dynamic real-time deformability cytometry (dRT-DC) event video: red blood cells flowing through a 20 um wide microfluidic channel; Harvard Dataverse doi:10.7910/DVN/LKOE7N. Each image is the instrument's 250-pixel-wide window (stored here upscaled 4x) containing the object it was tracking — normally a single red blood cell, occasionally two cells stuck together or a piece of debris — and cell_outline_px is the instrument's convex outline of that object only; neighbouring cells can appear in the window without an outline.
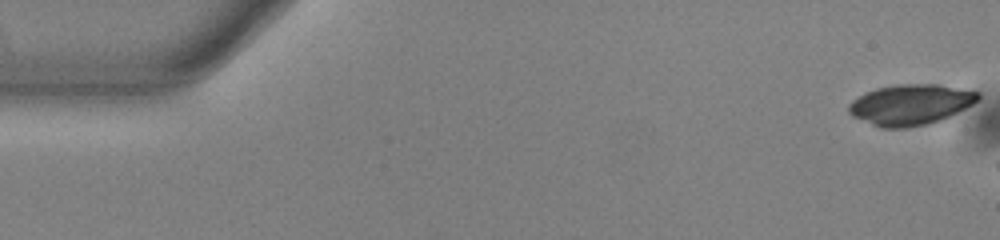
{"species": "common noctule bat (a hibernating species)", "species_latin": "Nyctalus noctula", "temperature_condition": "warm", "stored_images_in_passage": 6, "camera_frame_rate_fps": 3000, "um_per_image_px": 0.085, "animal": {"sex": "male", "body_mass_g": 13.0, "forearm_length_mm": 53.1}, "frame": {"image": 1, "passage_image": 1, "time_ms": 0.0, "image_size_px": [1000, 240], "cell_outline_px": [[980, 96], [972, 104], [940, 120], [908, 128], [880, 128], [852, 116], [848, 112], [848, 104], [852, 100], [864, 92], [876, 88], [896, 84], [940, 84], [980, 92]], "centroid_in_image_um": [77.34, 8.88], "position_along_channel_um": 7.7, "area_um2": 30.58}}